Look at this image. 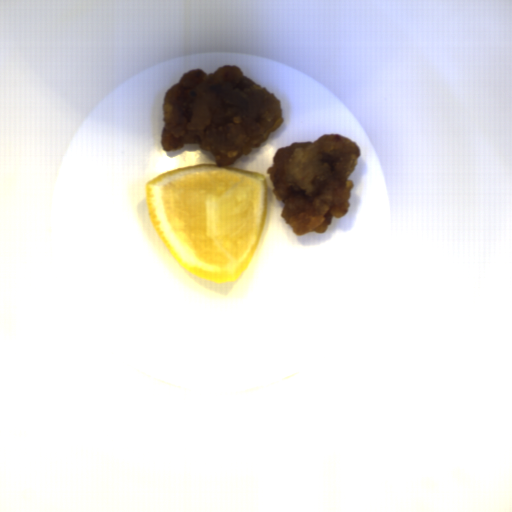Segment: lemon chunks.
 I'll use <instances>...</instances> for the list:
<instances>
[{
  "instance_id": "e0be4373",
  "label": "lemon chunks",
  "mask_w": 512,
  "mask_h": 512,
  "mask_svg": "<svg viewBox=\"0 0 512 512\" xmlns=\"http://www.w3.org/2000/svg\"><path fill=\"white\" fill-rule=\"evenodd\" d=\"M145 194L148 216L182 269L216 283L242 276L266 220L264 174L200 163L163 172Z\"/></svg>"
}]
</instances>
